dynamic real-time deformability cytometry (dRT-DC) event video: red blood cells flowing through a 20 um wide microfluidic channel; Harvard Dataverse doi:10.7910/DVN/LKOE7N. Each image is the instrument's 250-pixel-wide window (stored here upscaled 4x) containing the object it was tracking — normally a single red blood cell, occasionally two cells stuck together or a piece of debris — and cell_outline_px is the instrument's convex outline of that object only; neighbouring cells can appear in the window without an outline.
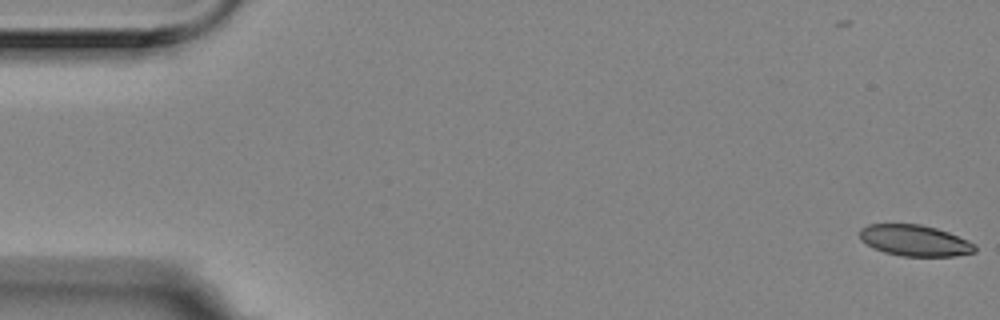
{"species": "Egyptian fruit bat (a non-hibernating species)", "species_latin": "Rousettus aegyptiacus", "temperature_condition": "room temperature", "stored_images_in_passage": 14, "camera_frame_rate_fps": 3000, "um_per_image_px": 0.085, "animal": {"sex": "female"}, "frame": {"image": 1, "passage_image": 1, "time_ms": 0.0, "image_size_px": [1000, 320], "cell_outline_px": [[976, 252], [956, 256], [900, 256], [884, 252], [860, 240], [860, 228], [868, 224], [920, 224], [936, 228], [948, 232], [968, 240], [976, 244]], "centroid_in_image_um": [77.78, 20.44], "position_along_channel_um": 7.2, "area_um2": 20.92}}